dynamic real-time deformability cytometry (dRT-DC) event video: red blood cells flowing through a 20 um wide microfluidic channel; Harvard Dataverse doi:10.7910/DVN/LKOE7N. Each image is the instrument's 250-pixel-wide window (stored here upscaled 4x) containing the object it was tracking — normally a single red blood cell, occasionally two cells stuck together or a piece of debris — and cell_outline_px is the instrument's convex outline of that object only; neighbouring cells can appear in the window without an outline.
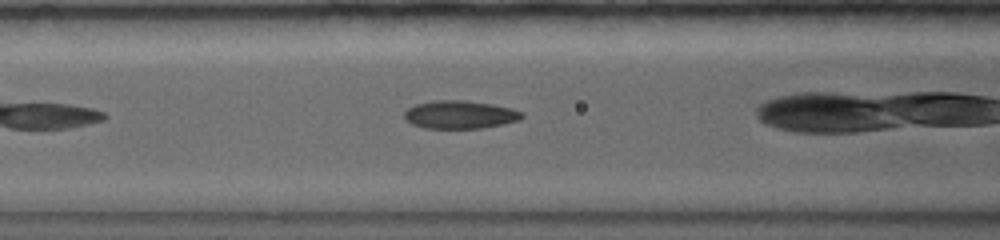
{"species": "common noctule bat (a hibernating species)", "species_latin": "Nyctalus noctula", "temperature_condition": "warm", "stored_images_in_passage": 41, "camera_frame_rate_fps": 5000, "um_per_image_px": 0.085, "animal": {"sex": "female", "body_mass_g": 19.0, "forearm_length_mm": 56.7}, "frame": {"image": 1, "passage_image": 14, "time_ms": 2.0, "image_size_px": [1000, 240], "cell_outline_px": [[524, 116], [520, 120], [504, 124], [480, 128], [424, 128], [412, 124], [404, 120], [404, 112], [408, 108], [416, 104], [432, 100], [464, 100], [492, 104], [512, 108], [524, 112]], "centroid_in_image_um": [39.1, 9.74], "position_along_channel_um": 127.5, "area_um2": 19.42}}
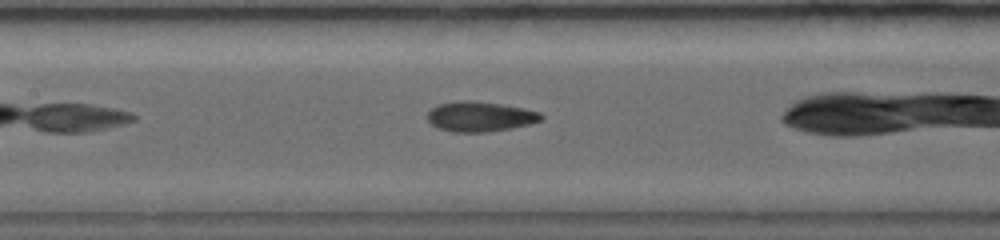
{"frame": {"image": 2, "passage_image": 21, "time_ms": 3.0, "image_size_px": [1000, 240], "cell_outline_px": [[544, 116], [540, 120], [528, 124], [512, 128], [488, 132], [452, 132], [440, 128], [432, 124], [428, 120], [428, 112], [432, 108], [440, 104], [460, 100], [468, 100], [500, 104], [524, 108], [540, 112]], "centroid_in_image_um": [40.81, 9.91], "position_along_channel_um": 166.6, "area_um2": 19.71}}
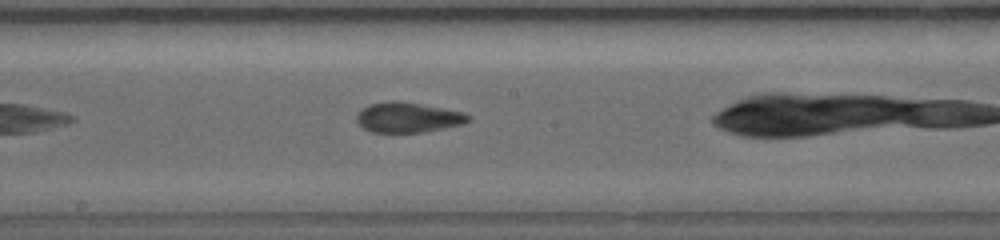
{"frame": {"image": 3, "passage_image": 26, "time_ms": 4.2, "image_size_px": [1000, 240], "cell_outline_px": [[472, 120], [460, 124], [444, 128], [424, 132], [372, 132], [364, 128], [356, 120], [356, 112], [360, 108], [368, 104], [392, 100], [400, 100], [464, 112], [472, 116]], "centroid_in_image_um": [34.65, 9.96], "position_along_channel_um": 213.5, "area_um2": 19.83}, "authors_computed_cell_mechanics": {"area_um2": 19.7098, "velocity_mm_per_s": 3.9269, "shape_relaxation_time_tau1_ms": null, "shape_relaxation_time_tau2_ms": 2.998, "deformation_change_tau1": null, "deformation_change_tau2": 0.0751}}